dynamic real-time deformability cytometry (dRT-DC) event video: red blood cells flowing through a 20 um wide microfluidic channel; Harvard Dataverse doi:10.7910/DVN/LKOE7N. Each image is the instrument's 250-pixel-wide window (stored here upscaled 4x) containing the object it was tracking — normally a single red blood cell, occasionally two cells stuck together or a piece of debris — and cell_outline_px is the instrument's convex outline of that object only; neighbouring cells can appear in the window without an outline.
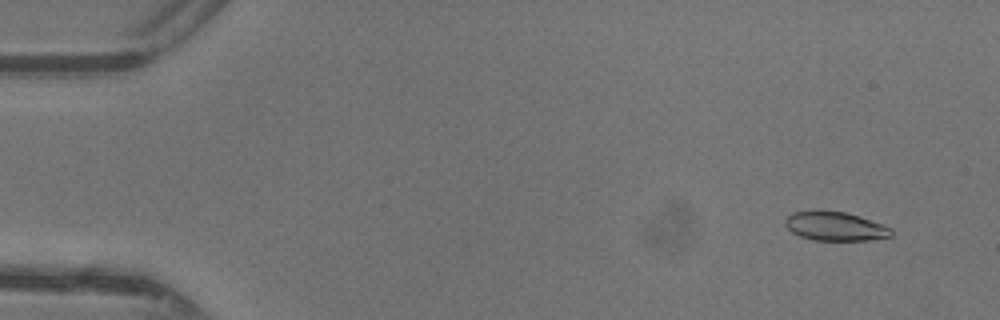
{"species": "common noctule bat (a hibernating species)", "species_latin": "Nyctalus noctula", "temperature_condition": "warm", "stored_images_in_passage": 48, "camera_frame_rate_fps": 3000, "um_per_image_px": 0.085, "animal": {"sex": "female"}, "frame": {"image": 1, "passage_image": 4, "time_ms": 1.0, "image_size_px": [1000, 320], "cell_outline_px": [[892, 236], [868, 240], [812, 240], [800, 236], [792, 232], [784, 224], [784, 220], [792, 212], [816, 208], [844, 212], [892, 228]], "centroid_in_image_um": [70.9, 19.21], "position_along_channel_um": 14.1, "area_um2": 18.03}}
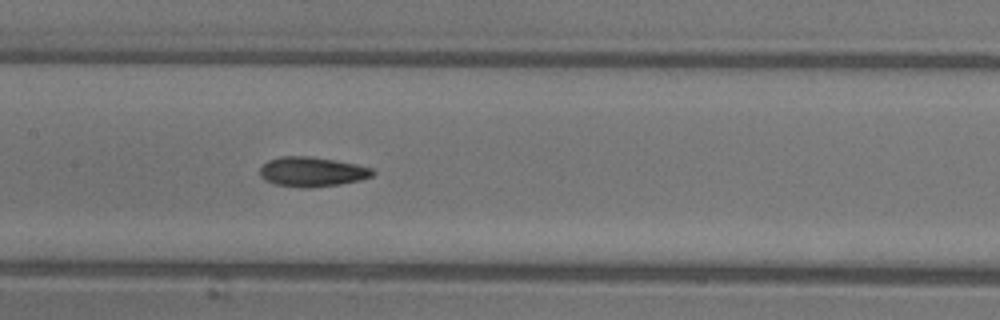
{"frame": {"image": 2, "passage_image": 24, "time_ms": 7.667, "image_size_px": [1000, 320], "cell_outline_px": [[376, 172], [372, 176], [360, 180], [340, 184], [308, 188], [300, 188], [276, 184], [264, 180], [260, 176], [260, 168], [268, 160], [280, 156], [308, 156], [336, 160], [356, 164], [372, 168]], "centroid_in_image_um": [26.52, 14.6], "position_along_channel_um": 180.9, "area_um2": 19.59}}
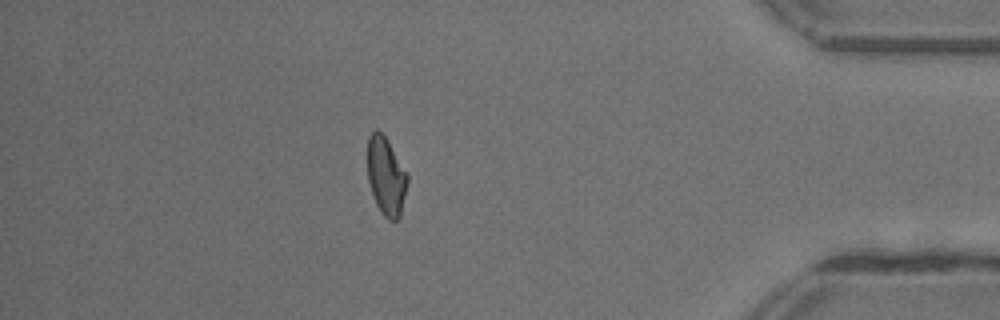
{"frame": {"image": 3, "passage_image": 42, "time_ms": 13.667, "image_size_px": [1000, 320], "cell_outline_px": [[408, 180], [400, 216], [396, 220], [388, 220], [380, 212], [376, 204], [368, 180], [368, 136], [376, 128], [388, 140], [408, 176]], "centroid_in_image_um": [32.81, 14.98], "position_along_channel_um": 402.4, "area_um2": 17.98}, "authors_computed_cell_mechanics": {"area_um2": 18.8139, "velocity_mm_per_s": 4.3994, "shape_relaxation_time_tau1_ms": 8.2358, "shape_relaxation_time_tau2_ms": 2.0391, "deformation_change_tau1": 0.2434, "deformation_change_tau2": 0.0888}}